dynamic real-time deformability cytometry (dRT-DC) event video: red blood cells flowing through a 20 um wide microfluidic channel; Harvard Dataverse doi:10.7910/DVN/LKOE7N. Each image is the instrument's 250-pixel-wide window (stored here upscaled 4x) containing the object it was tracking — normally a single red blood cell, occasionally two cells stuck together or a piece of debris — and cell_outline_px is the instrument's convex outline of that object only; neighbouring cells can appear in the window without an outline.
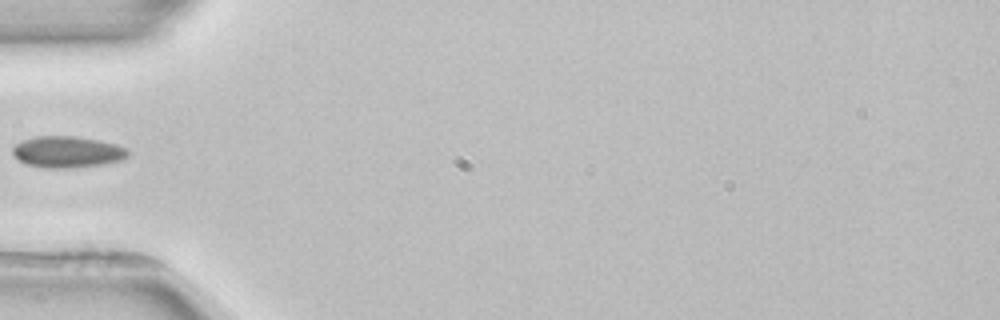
{"species": "common noctule bat (a hibernating species)", "species_latin": "Nyctalus noctula", "temperature_condition": "room temperature", "stored_images_in_passage": 4, "camera_frame_rate_fps": 3000, "um_per_image_px": 0.085, "animal": {"sex": "female", "body_mass_g": 22.7, "forearm_length_mm": 54.2}, "frame": {"image": 1, "passage_image": 4, "time_ms": 4.333, "image_size_px": [1000, 320], "cell_outline_px": [[128, 156], [120, 160], [100, 164], [68, 168], [44, 168], [28, 164], [20, 160], [12, 152], [12, 148], [16, 144], [24, 140], [36, 136], [76, 136], [116, 144], [124, 148], [128, 152]], "centroid_in_image_um": [5.69, 12.91], "position_along_channel_um": 79.3, "area_um2": 20.69}}